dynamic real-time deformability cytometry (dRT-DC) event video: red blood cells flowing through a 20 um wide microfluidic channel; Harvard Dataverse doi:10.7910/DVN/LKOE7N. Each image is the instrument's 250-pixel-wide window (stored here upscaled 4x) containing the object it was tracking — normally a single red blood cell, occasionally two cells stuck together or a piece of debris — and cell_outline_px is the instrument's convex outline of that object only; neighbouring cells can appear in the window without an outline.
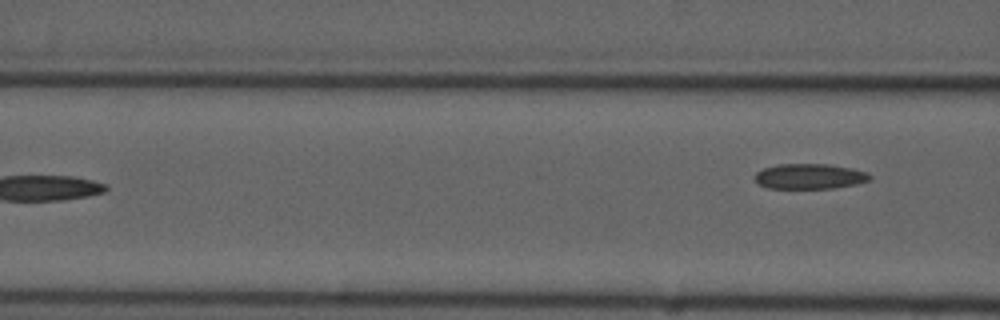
{"species": "common noctule bat (a hibernating species)", "species_latin": "Nyctalus noctula", "temperature_condition": "cold", "stored_images_in_passage": 7, "camera_frame_rate_fps": 3000, "um_per_image_px": 0.085, "animal": {"sex": "male", "forearm_length_mm": 52.5}, "frame": {"image": 1, "passage_image": 7, "time_ms": 7.0, "image_size_px": [1000, 320], "cell_outline_px": [[872, 180], [856, 184], [832, 188], [768, 188], [756, 184], [752, 176], [756, 172], [764, 168], [780, 164], [828, 164], [852, 168], [868, 172], [872, 176]], "centroid_in_image_um": [68.8, 14.99], "position_along_channel_um": 97.8, "area_um2": 17.17}}